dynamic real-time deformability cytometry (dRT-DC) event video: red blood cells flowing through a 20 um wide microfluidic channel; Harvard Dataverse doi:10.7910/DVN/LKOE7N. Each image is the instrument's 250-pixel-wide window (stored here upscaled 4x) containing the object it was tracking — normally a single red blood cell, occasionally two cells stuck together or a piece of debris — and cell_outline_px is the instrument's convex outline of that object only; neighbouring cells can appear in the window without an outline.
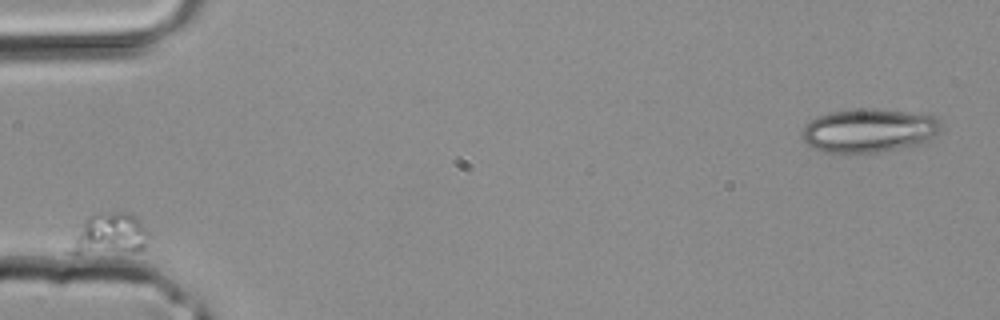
{"species": "common noctule bat (a hibernating species)", "species_latin": "Nyctalus noctula", "temperature_condition": "room temperature", "stored_images_in_passage": 23, "camera_frame_rate_fps": 3000, "um_per_image_px": 0.085, "animal": {"sex": "male", "body_mass_g": 20.4}, "frame": {"image": 1, "passage_image": 1, "time_ms": 0.0, "image_size_px": [1000, 320], "cell_outline_px": [[148, 236], [144, 248], [80, 252], [64, 252], [88, 216], [96, 212], [128, 212], [136, 216], [148, 232]], "centroid_in_image_um": [9.29, 19.82], "position_along_channel_um": 75.7, "area_um2": 17.98}}
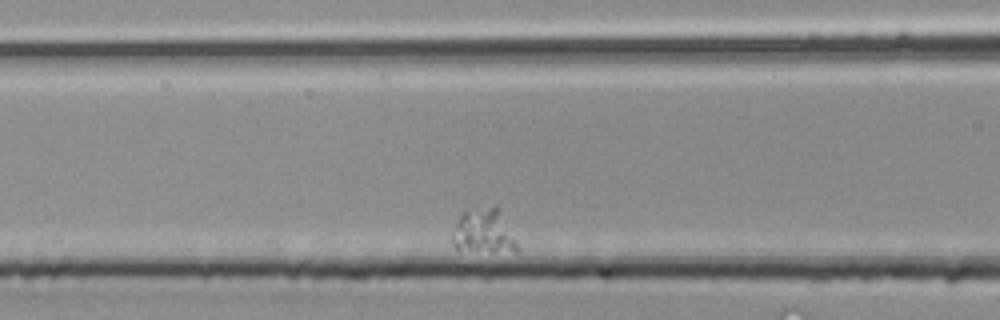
{"frame": {"image": 2, "passage_image": 5, "time_ms": 1.333, "image_size_px": [1000, 320], "cell_outline_px": [[520, 248], [516, 252], [492, 252], [456, 248], [452, 244], [452, 228], [460, 216], [464, 212], [496, 204], [516, 240]], "centroid_in_image_um": [41.13, 19.68], "position_along_channel_um": 125.5, "area_um2": 16.82}}
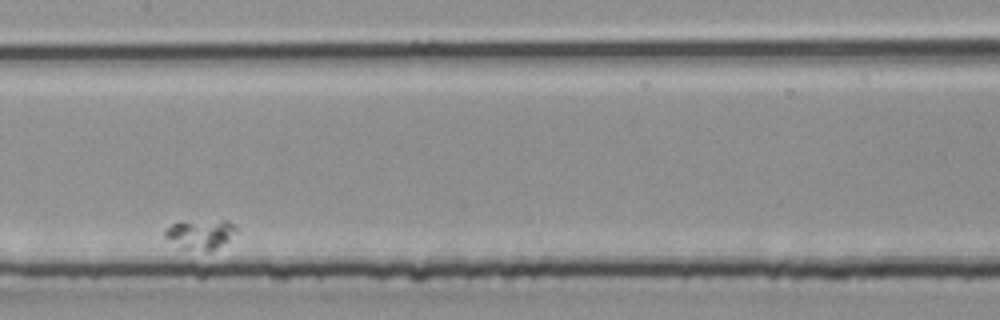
{"frame": {"image": 3, "passage_image": 10, "time_ms": 3.0, "image_size_px": [1000, 320], "cell_outline_px": [[240, 228], [228, 240], [212, 252], [204, 252], [180, 248], [164, 236], [164, 228], [172, 224], [220, 220], [228, 220], [236, 224]], "centroid_in_image_um": [17.09, 19.94], "position_along_channel_um": 190.3, "area_um2": 12.48}}